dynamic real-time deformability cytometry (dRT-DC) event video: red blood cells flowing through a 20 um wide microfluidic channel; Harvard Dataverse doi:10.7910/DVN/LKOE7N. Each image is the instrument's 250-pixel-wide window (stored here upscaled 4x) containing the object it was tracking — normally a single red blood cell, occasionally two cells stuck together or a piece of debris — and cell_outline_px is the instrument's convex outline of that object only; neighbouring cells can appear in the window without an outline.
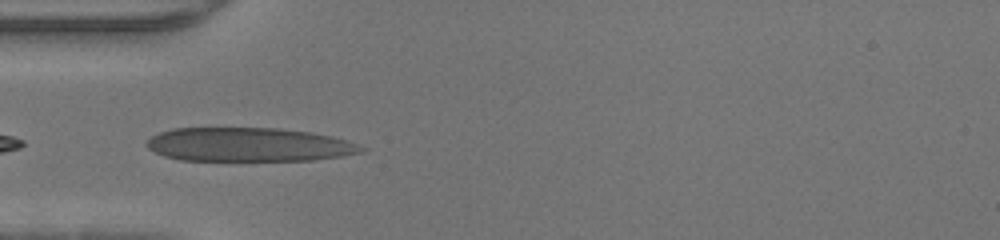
{"species": "human", "species_latin": "Homo sapiens", "temperature_condition": "warm", "stored_images_in_passage": 33, "camera_frame_rate_fps": 3000, "um_per_image_px": 0.085, "donor": {"sex": "male"}, "frame": {"image": 1, "passage_image": 1, "time_ms": 0.0, "image_size_px": [1000, 240], "cell_outline_px": [[368, 148], [360, 152], [340, 156], [312, 160], [180, 160], [164, 156], [148, 148], [144, 144], [152, 136], [160, 132], [172, 128], [276, 128], [308, 132], [332, 136], [360, 144]], "centroid_in_image_um": [21.13, 12.29], "position_along_channel_um": 63.9, "area_um2": 42.19}}
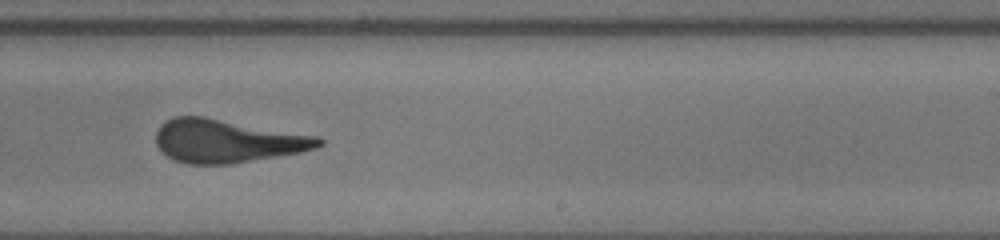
{"frame": {"image": 2, "passage_image": 15, "time_ms": 4.667, "image_size_px": [1000, 240], "cell_outline_px": [[324, 144], [316, 148], [300, 152], [228, 164], [188, 164], [176, 160], [168, 156], [156, 144], [156, 132], [160, 124], [176, 116], [204, 116], [316, 136], [324, 140]], "centroid_in_image_um": [19.29, 11.98], "position_along_channel_um": 269.7, "area_um2": 40.58}}
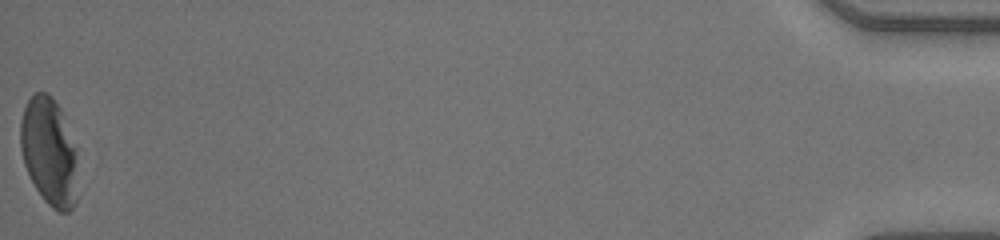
{"frame": {"image": 3, "passage_image": 33, "time_ms": 10.667, "image_size_px": [1000, 240], "cell_outline_px": [[76, 204], [68, 212], [60, 212], [52, 208], [44, 200], [36, 188], [24, 164], [20, 148], [20, 120], [24, 108], [28, 100], [36, 92], [48, 92], [52, 96], [60, 108], [76, 148]], "centroid_in_image_um": [4.17, 12.89], "position_along_channel_um": 431.0, "area_um2": 35.95}}